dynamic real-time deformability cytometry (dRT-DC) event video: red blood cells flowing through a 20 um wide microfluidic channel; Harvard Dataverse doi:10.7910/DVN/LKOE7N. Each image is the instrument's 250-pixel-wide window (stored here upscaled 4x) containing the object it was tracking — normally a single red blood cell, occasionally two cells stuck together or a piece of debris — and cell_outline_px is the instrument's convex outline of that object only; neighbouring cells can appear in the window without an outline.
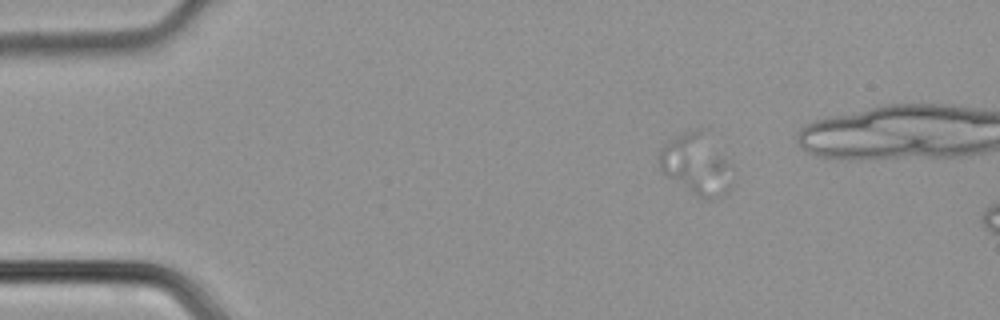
{"species": "common noctule bat (a hibernating species)", "species_latin": "Nyctalus noctula", "temperature_condition": "cold", "stored_images_in_passage": 14, "camera_frame_rate_fps": 3000, "um_per_image_px": 0.085, "animal": {"sex": "male", "body_mass_g": 21.5, "forearm_length_mm": 52.0}, "frame": {"image": 1, "passage_image": 6, "time_ms": 1.667, "image_size_px": [1000, 320], "cell_outline_px": [[732, 168], [728, 192], [704, 200], [668, 176], [660, 168], [660, 148], [664, 144], [676, 136], [684, 132], [700, 128]], "centroid_in_image_um": [59.16, 13.97], "position_along_channel_um": 25.8, "area_um2": 24.68}}